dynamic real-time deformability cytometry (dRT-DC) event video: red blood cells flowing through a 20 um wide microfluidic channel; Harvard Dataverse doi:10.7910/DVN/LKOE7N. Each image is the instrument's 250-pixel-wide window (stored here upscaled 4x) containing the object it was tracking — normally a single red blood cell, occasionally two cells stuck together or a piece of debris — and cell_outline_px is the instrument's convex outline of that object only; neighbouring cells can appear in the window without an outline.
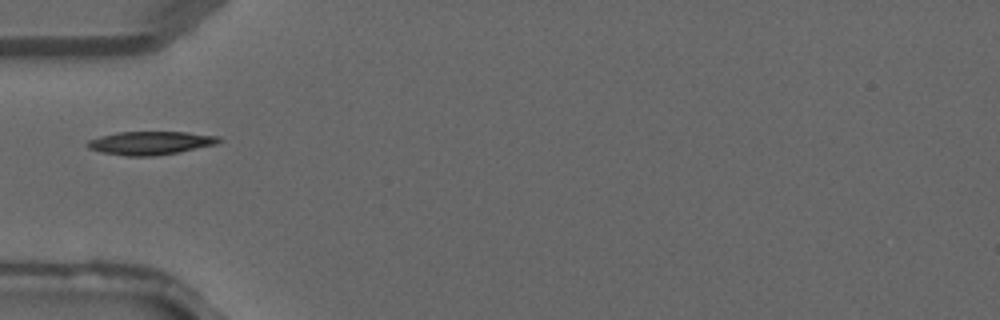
{"species": "common noctule bat (a hibernating species)", "species_latin": "Nyctalus noctula", "temperature_condition": "warm", "stored_images_in_passage": 32, "camera_frame_rate_fps": 3000, "um_per_image_px": 0.085, "animal": {"sex": "male", "forearm_length_mm": 52.5}, "frame": {"image": 1, "passage_image": 14, "time_ms": 4.333, "image_size_px": [1000, 320], "cell_outline_px": [[224, 140], [216, 144], [180, 152], [156, 156], [128, 156], [100, 152], [88, 148], [84, 144], [88, 140], [100, 136], [116, 132], [184, 132], [220, 136]], "centroid_in_image_um": [12.78, 12.15], "position_along_channel_um": 72.2, "area_um2": 18.09}}
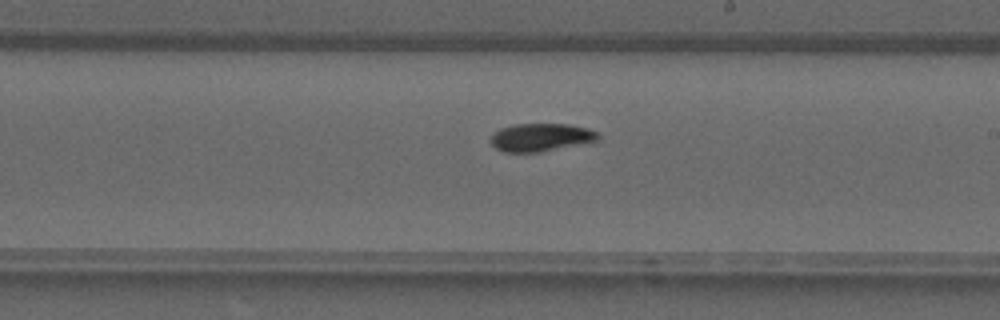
{"frame": {"image": 2, "passage_image": 24, "time_ms": 7.667, "image_size_px": [1000, 320], "cell_outline_px": [[600, 136], [592, 144], [540, 152], [504, 152], [496, 148], [492, 144], [492, 136], [500, 128], [516, 124], [568, 124], [588, 128], [596, 132]], "centroid_in_image_um": [46.06, 11.69], "position_along_channel_um": 242.9, "area_um2": 17.74}}
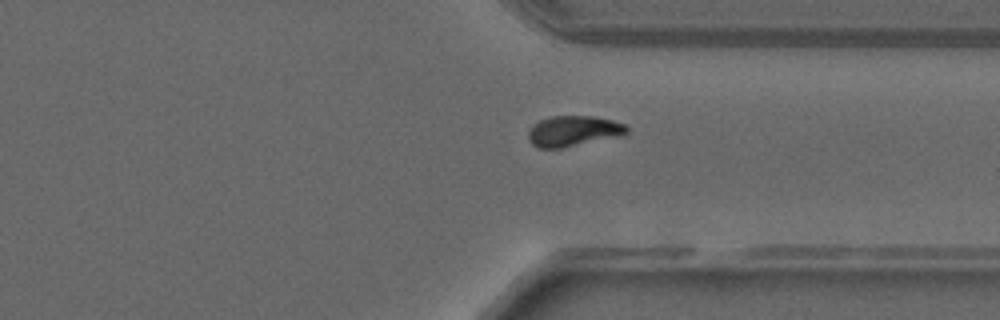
{"frame": {"image": 3, "passage_image": 31, "time_ms": 10.0, "image_size_px": [1000, 320], "cell_outline_px": [[628, 132], [616, 136], [564, 148], [536, 148], [528, 140], [528, 132], [532, 124], [540, 120], [552, 116], [592, 116], [612, 120], [624, 124], [628, 128]], "centroid_in_image_um": [48.67, 11.14], "position_along_channel_um": 362.7, "area_um2": 17.46}}